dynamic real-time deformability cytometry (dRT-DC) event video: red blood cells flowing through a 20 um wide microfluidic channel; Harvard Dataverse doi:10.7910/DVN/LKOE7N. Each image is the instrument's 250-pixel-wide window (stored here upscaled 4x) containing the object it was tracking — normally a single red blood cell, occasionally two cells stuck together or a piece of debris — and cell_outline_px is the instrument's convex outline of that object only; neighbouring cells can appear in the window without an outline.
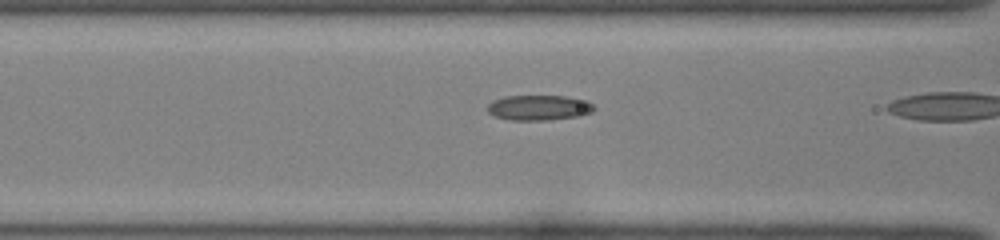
{"species": "common noctule bat (a hibernating species)", "species_latin": "Nyctalus noctula", "temperature_condition": "room temperature", "stored_images_in_passage": 17, "camera_frame_rate_fps": 3000, "um_per_image_px": 0.085, "animal": {"sex": "female", "body_mass_g": 22.0, "forearm_length_mm": 56.7}, "frame": {"image": 1, "passage_image": 15, "time_ms": 4.667, "image_size_px": [1000, 240], "cell_outline_px": [[596, 108], [592, 112], [580, 116], [548, 120], [508, 120], [496, 116], [488, 112], [488, 104], [492, 100], [504, 96], [564, 96], [588, 100]], "centroid_in_image_um": [45.82, 9.15], "position_along_channel_um": 120.8, "area_um2": 15.78}}